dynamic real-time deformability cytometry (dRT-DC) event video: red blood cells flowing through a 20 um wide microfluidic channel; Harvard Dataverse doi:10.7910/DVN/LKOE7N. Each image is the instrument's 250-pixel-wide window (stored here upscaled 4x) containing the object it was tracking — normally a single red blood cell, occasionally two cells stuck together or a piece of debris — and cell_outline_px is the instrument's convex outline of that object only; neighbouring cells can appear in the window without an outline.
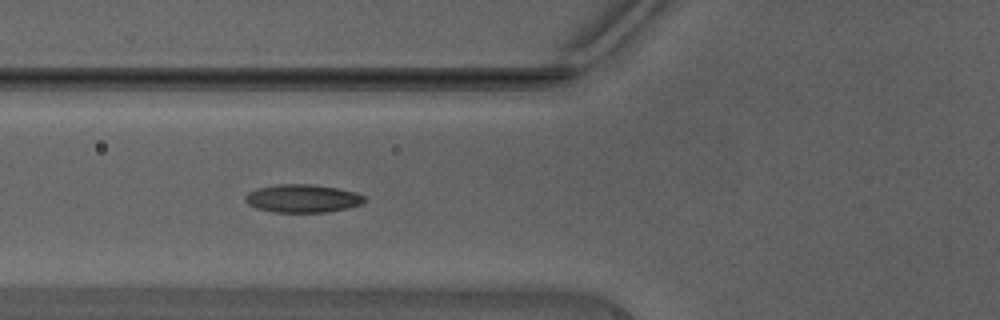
{"species": "Egyptian fruit bat (a non-hibernating species)", "species_latin": "Rousettus aegyptiacus", "temperature_condition": "warm", "stored_images_in_passage": 40, "camera_frame_rate_fps": 3000, "um_per_image_px": 0.085, "animal": {"sex": "male"}, "frame": {"image": 1, "passage_image": 11, "time_ms": 3.333, "image_size_px": [1000, 320], "cell_outline_px": [[364, 200], [360, 204], [344, 208], [324, 212], [276, 212], [256, 208], [248, 204], [244, 200], [244, 196], [248, 192], [260, 188], [280, 184], [312, 184], [336, 188], [356, 192], [364, 196]], "centroid_in_image_um": [25.67, 16.86], "position_along_channel_um": 100.1, "area_um2": 19.19}}
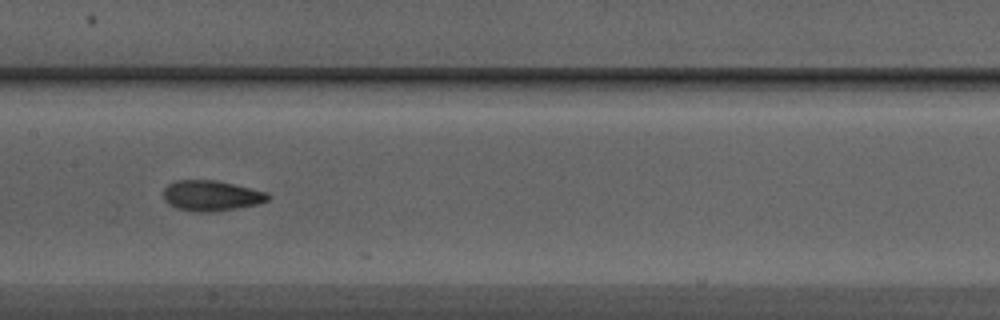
{"frame": {"image": 2, "passage_image": 17, "time_ms": 5.333, "image_size_px": [1000, 320], "cell_outline_px": [[272, 196], [268, 200], [256, 204], [216, 212], [192, 212], [176, 208], [168, 204], [164, 200], [164, 188], [168, 184], [176, 180], [216, 180], [252, 188], [268, 192]], "centroid_in_image_um": [17.96, 16.64], "position_along_channel_um": 189.4, "area_um2": 18.79}}
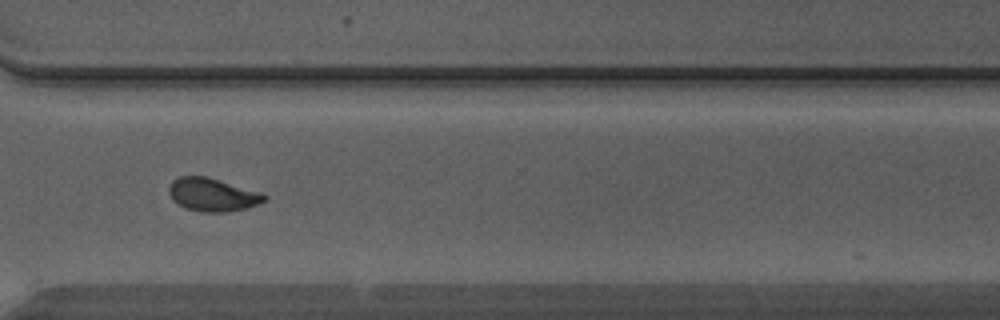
{"frame": {"image": 3, "passage_image": 28, "time_ms": 9.0, "image_size_px": [1000, 320], "cell_outline_px": [[268, 200], [244, 208], [228, 212], [200, 212], [184, 208], [172, 200], [168, 192], [168, 188], [172, 180], [180, 176], [208, 176], [264, 192], [268, 196]], "centroid_in_image_um": [18.08, 16.54], "position_along_channel_um": 352.5, "area_um2": 18.9}, "authors_computed_cell_mechanics": {"area_um2": 18.4382, "velocity_mm_per_s": 4.4598, "shape_relaxation_time_tau1_ms": 4.7112, "shape_relaxation_time_tau2_ms": 1.3243, "deformation_change_tau1": 0.1512, "deformation_change_tau2": 0.0746}}